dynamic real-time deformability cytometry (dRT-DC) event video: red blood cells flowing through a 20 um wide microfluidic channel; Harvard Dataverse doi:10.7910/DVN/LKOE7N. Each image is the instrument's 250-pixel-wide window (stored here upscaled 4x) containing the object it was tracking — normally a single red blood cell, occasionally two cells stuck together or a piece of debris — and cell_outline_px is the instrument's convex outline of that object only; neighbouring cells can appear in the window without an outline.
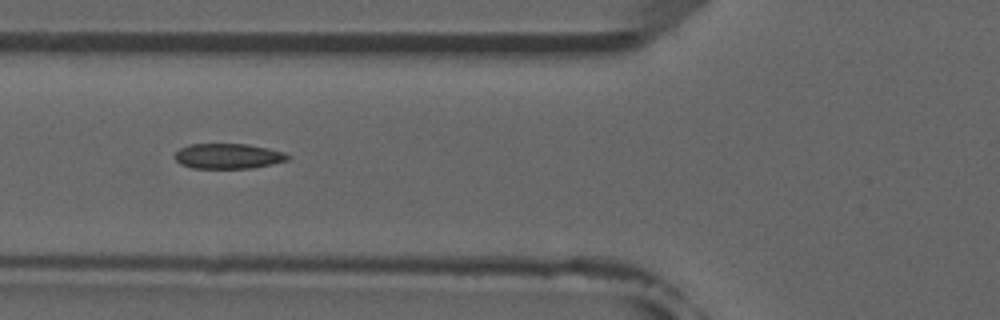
{"species": "common noctule bat (a hibernating species)", "species_latin": "Nyctalus noctula", "temperature_condition": "room temperature", "stored_images_in_passage": 6, "camera_frame_rate_fps": 3000, "um_per_image_px": 0.085, "animal": {"sex": "male", "forearm_length_mm": 52.5}, "frame": {"image": 1, "passage_image": 4, "time_ms": 4.333, "image_size_px": [1000, 320], "cell_outline_px": [[292, 156], [288, 160], [272, 164], [252, 168], [192, 168], [180, 164], [172, 156], [180, 148], [188, 144], [248, 144], [268, 148], [284, 152]], "centroid_in_image_um": [19.39, 13.27], "position_along_channel_um": 106.4, "area_um2": 16.76}}
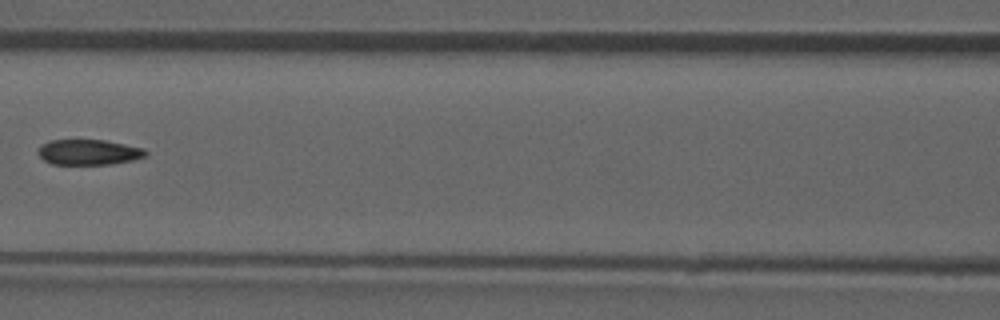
{"frame": {"image": 2, "passage_image": 5, "time_ms": 5.667, "image_size_px": [1000, 320], "cell_outline_px": [[148, 156], [132, 160], [112, 164], [52, 164], [44, 160], [36, 152], [40, 144], [48, 140], [104, 140], [144, 148], [148, 152]], "centroid_in_image_um": [7.52, 12.93], "position_along_channel_um": 159.1, "area_um2": 16.07}}